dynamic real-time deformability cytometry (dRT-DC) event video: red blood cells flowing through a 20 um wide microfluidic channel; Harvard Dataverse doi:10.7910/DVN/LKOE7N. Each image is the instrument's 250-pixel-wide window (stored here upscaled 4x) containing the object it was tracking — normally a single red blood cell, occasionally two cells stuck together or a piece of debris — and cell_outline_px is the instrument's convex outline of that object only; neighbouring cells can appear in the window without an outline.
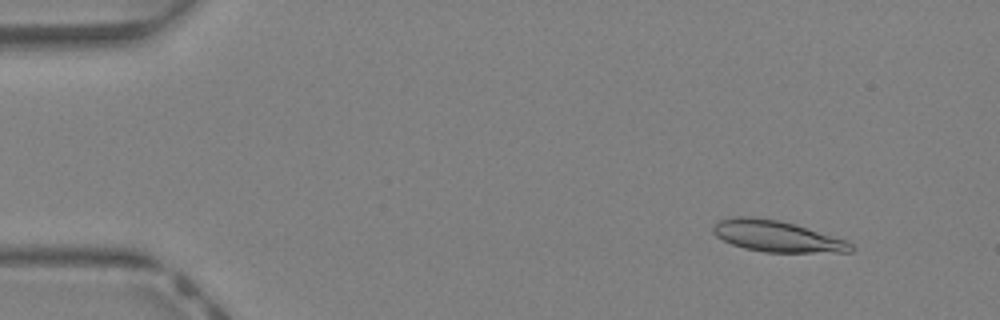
{"species": "Egyptian fruit bat (a non-hibernating species)", "species_latin": "Rousettus aegyptiacus", "temperature_condition": "warm", "stored_images_in_passage": 43, "camera_frame_rate_fps": 3000, "um_per_image_px": 0.085, "animal": {"sex": "female"}, "frame": {"image": 1, "passage_image": 5, "time_ms": 1.333, "image_size_px": [1000, 320], "cell_outline_px": [[856, 248], [852, 252], [764, 252], [744, 248], [732, 244], [716, 236], [712, 232], [712, 228], [720, 220], [736, 216], [752, 216], [780, 220], [796, 224], [844, 240], [852, 244]], "centroid_in_image_um": [66.02, 20.08], "position_along_channel_um": 19.0, "area_um2": 24.97}}
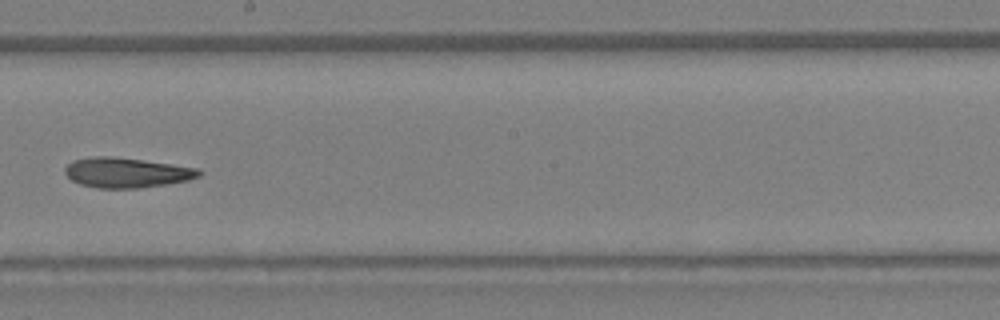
{"frame": {"image": 2, "passage_image": 25, "time_ms": 8.0, "image_size_px": [1000, 320], "cell_outline_px": [[204, 172], [200, 176], [188, 180], [168, 184], [136, 188], [96, 188], [80, 184], [72, 180], [64, 172], [64, 168], [72, 160], [92, 156], [112, 156], [172, 164], [200, 168]], "centroid_in_image_um": [10.77, 14.67], "position_along_channel_um": 237.4, "area_um2": 23.58}}
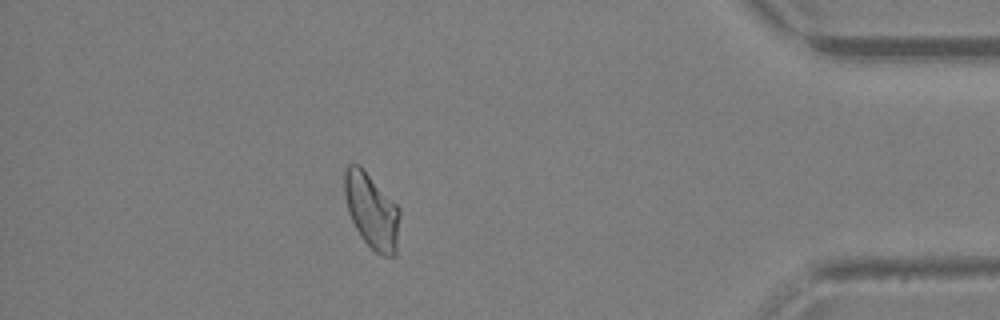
{"frame": {"image": 3, "passage_image": 38, "time_ms": 12.333, "image_size_px": [1000, 320], "cell_outline_px": [[400, 216], [396, 256], [380, 256], [360, 236], [348, 212], [344, 196], [344, 172], [348, 164], [360, 164], [400, 208]], "centroid_in_image_um": [31.6, 17.91], "position_along_channel_um": 403.6, "area_um2": 24.45}, "authors_computed_cell_mechanics": {"area_um2": 24.2182, "velocity_mm_per_s": 4.83, "shape_relaxation_time_tau1_ms": null, "shape_relaxation_time_tau2_ms": 4.3688, "deformation_change_tau1": null, "deformation_change_tau2": 0.1283}}